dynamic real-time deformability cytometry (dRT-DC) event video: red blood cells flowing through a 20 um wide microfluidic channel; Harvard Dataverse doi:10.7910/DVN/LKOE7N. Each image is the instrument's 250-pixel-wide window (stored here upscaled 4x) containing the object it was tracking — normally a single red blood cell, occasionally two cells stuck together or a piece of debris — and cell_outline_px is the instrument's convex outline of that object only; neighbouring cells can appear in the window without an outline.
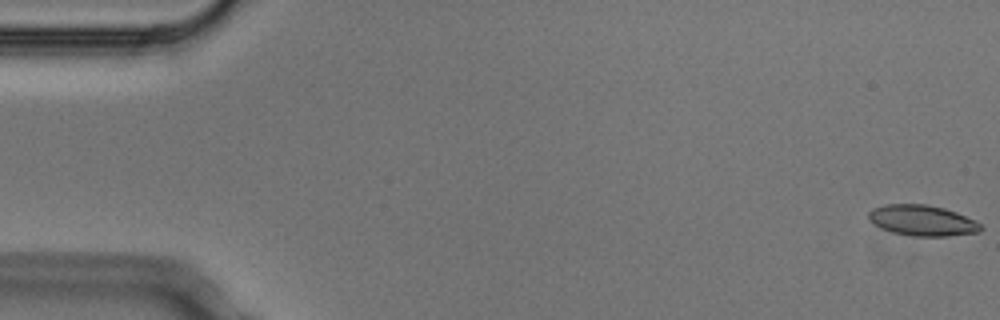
{"species": "Egyptian fruit bat (a non-hibernating species)", "species_latin": "Rousettus aegyptiacus", "temperature_condition": "cold", "stored_images_in_passage": 6, "segment_of_instrument_passage": [1, 2], "camera_frame_rate_fps": 3000, "um_per_image_px": 0.085, "animal": {"sex": "male"}, "frame": {"image": 1, "passage_image": 1, "time_ms": 0.0, "image_size_px": [1000, 320], "cell_outline_px": [[984, 228], [980, 232], [948, 236], [916, 236], [892, 232], [880, 228], [868, 216], [868, 212], [872, 208], [884, 204], [928, 204], [944, 208], [956, 212], [976, 220]], "centroid_in_image_um": [78.43, 18.73], "position_along_channel_um": 6.6, "area_um2": 20.11}}